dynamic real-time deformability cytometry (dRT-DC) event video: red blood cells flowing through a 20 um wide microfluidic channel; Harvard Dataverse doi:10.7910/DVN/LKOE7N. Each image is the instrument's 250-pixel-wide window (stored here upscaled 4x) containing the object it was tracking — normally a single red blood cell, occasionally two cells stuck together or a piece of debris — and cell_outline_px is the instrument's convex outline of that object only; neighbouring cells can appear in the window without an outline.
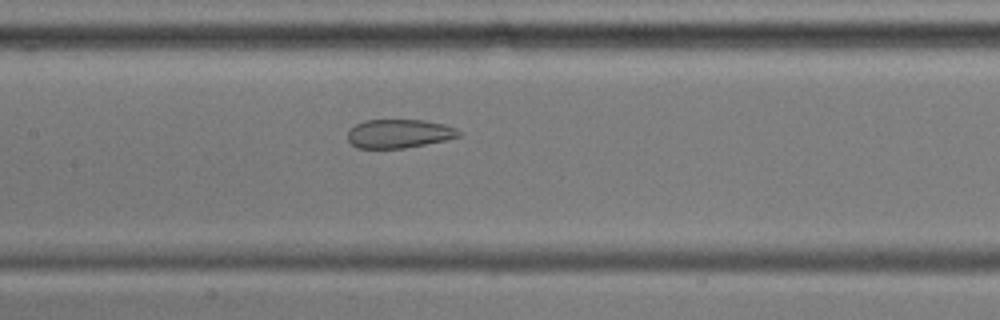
{"species": "common noctule bat (a hibernating species)", "species_latin": "Nyctalus noctula", "temperature_condition": "cold", "stored_images_in_passage": 55, "camera_frame_rate_fps": 3000, "um_per_image_px": 0.085, "animal": {"sex": "male", "body_mass_g": 17.9, "forearm_length_mm": 54.2}, "frame": {"image": 1, "passage_image": 25, "time_ms": 8.0, "image_size_px": [1000, 320], "cell_outline_px": [[460, 136], [444, 140], [404, 148], [356, 148], [348, 140], [348, 132], [356, 124], [364, 120], [424, 120], [444, 124], [456, 128], [460, 132]], "centroid_in_image_um": [33.9, 11.35], "position_along_channel_um": 173.5, "area_um2": 18.44}}
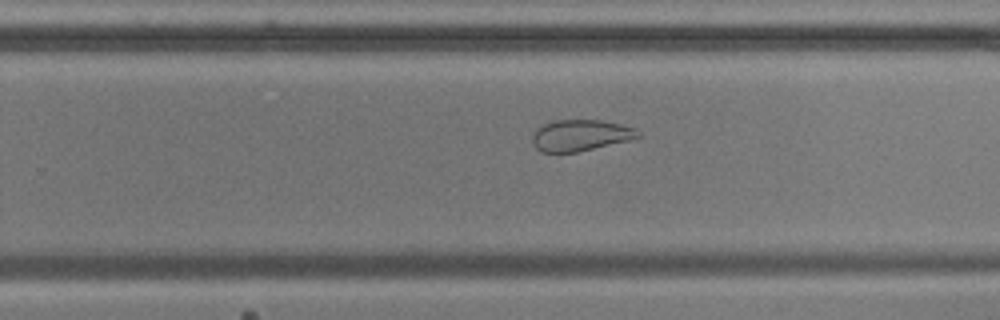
{"frame": {"image": 2, "passage_image": 34, "time_ms": 11.0, "image_size_px": [1000, 320], "cell_outline_px": [[640, 136], [628, 140], [576, 152], [540, 152], [532, 144], [532, 132], [540, 124], [552, 120], [600, 120], [620, 124], [632, 128], [640, 132]], "centroid_in_image_um": [49.24, 11.49], "position_along_channel_um": 280.6, "area_um2": 19.25}}
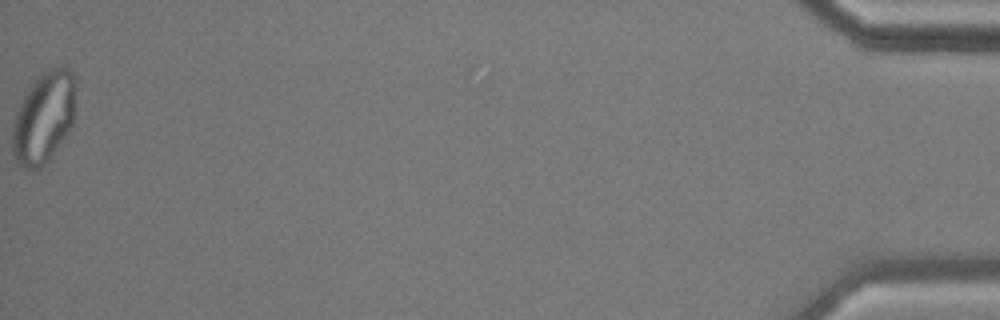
{"frame": {"image": 3, "passage_image": 55, "time_ms": 18.0, "image_size_px": [1000, 320], "cell_outline_px": [[76, 80], [72, 124], [52, 152], [40, 168], [36, 172], [28, 172], [20, 168], [12, 152], [12, 124], [16, 112], [28, 88], [44, 72], [56, 64], [60, 64], [68, 68], [72, 72]], "centroid_in_image_um": [3.69, 9.98], "position_along_channel_um": 431.5, "area_um2": 33.58}, "authors_computed_cell_mechanics": {"area_um2": 26.9926, "velocity_mm_per_s": 3.5837, "shape_relaxation_time_tau1_ms": null, "shape_relaxation_time_tau2_ms": 1.2967, "deformation_change_tau1": null, "deformation_change_tau2": 0.0612}}